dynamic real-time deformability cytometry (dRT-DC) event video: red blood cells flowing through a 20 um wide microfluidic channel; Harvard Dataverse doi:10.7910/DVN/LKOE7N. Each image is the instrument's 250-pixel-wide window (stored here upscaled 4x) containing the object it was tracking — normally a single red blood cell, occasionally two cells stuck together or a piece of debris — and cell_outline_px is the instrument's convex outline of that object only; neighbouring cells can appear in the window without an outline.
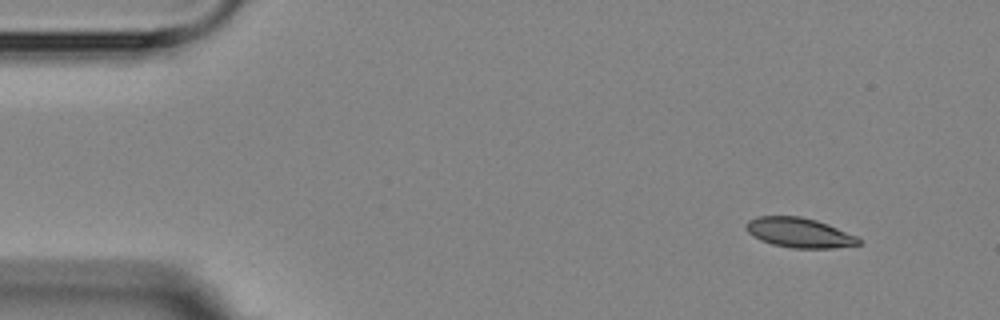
{"species": "Egyptian fruit bat (a non-hibernating species)", "species_latin": "Rousettus aegyptiacus", "temperature_condition": "room temperature", "stored_images_in_passage": 4, "segment_of_instrument_passage": [2, 2], "camera_frame_rate_fps": 3000, "um_per_image_px": 0.085, "animal": {"sex": "female"}, "frame": {"image": 1, "passage_image": 4, "time_ms": 4.333, "image_size_px": [1000, 320], "cell_outline_px": [[860, 244], [832, 248], [792, 248], [772, 244], [760, 240], [752, 236], [744, 228], [744, 224], [748, 220], [756, 216], [800, 216], [816, 220], [828, 224], [856, 236], [860, 240]], "centroid_in_image_um": [67.87, 19.77], "position_along_channel_um": 17.1, "area_um2": 19.59}}